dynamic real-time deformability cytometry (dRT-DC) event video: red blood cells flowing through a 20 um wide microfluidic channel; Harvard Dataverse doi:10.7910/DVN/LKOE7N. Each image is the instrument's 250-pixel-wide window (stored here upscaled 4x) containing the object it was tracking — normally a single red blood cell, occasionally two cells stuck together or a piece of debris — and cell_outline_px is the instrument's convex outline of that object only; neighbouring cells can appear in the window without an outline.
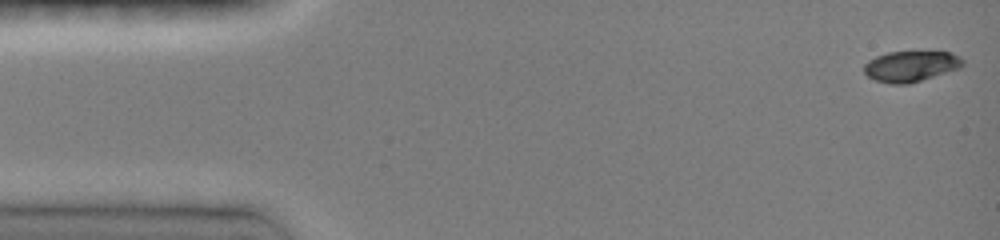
{"species": "common noctule bat (a hibernating species)", "species_latin": "Nyctalus noctula", "temperature_condition": "room temperature", "stored_images_in_passage": 45, "camera_frame_rate_fps": 3000, "um_per_image_px": 0.085, "animal": {"sex": "female", "body_mass_g": 19.0, "forearm_length_mm": 51.5}, "frame": {"image": 1, "passage_image": 1, "time_ms": 0.0, "image_size_px": [1000, 240], "cell_outline_px": [[964, 64], [960, 68], [908, 84], [892, 84], [876, 80], [868, 76], [864, 72], [864, 64], [868, 60], [876, 56], [888, 52], [948, 52], [960, 56], [964, 60]], "centroid_in_image_um": [77.42, 5.63], "position_along_channel_um": 7.6, "area_um2": 17.57}}
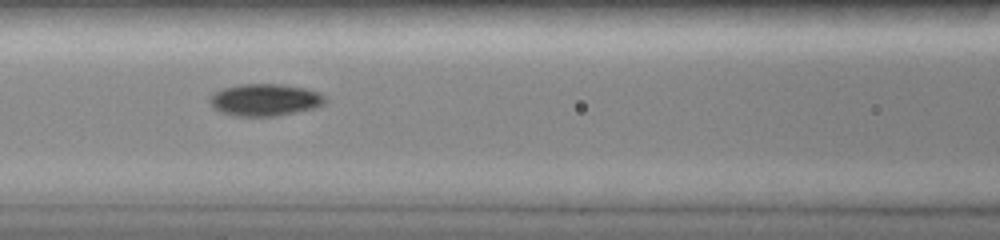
{"frame": {"image": 2, "passage_image": 21, "time_ms": 6.333, "image_size_px": [1000, 240], "cell_outline_px": [[328, 100], [324, 104], [316, 108], [276, 116], [232, 116], [220, 112], [208, 100], [212, 92], [224, 88], [240, 84], [284, 84], [304, 88], [316, 92], [324, 96]], "centroid_in_image_um": [22.52, 8.49], "position_along_channel_um": 144.1, "area_um2": 21.68}}
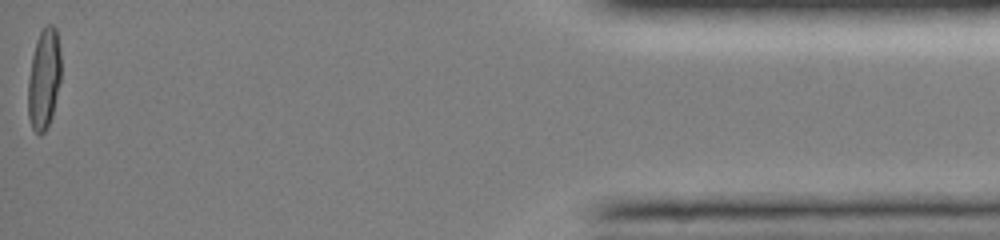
{"frame": {"image": 3, "passage_image": 45, "time_ms": 15.333, "image_size_px": [1000, 240], "cell_outline_px": [[60, 80], [52, 116], [44, 132], [40, 136], [32, 128], [28, 116], [28, 80], [32, 56], [36, 40], [44, 24], [52, 24], [56, 28], [60, 48]], "centroid_in_image_um": [3.73, 6.67], "position_along_channel_um": 431.5, "area_um2": 19.42}, "authors_computed_cell_mechanics": {"area_um2": 20.2878, "velocity_mm_per_s": 4.0667, "shape_relaxation_time_tau1_ms": 5.893, "shape_relaxation_time_tau2_ms": 1.3438, "deformation_change_tau1": 0.2166, "deformation_change_tau2": 0.0326}}